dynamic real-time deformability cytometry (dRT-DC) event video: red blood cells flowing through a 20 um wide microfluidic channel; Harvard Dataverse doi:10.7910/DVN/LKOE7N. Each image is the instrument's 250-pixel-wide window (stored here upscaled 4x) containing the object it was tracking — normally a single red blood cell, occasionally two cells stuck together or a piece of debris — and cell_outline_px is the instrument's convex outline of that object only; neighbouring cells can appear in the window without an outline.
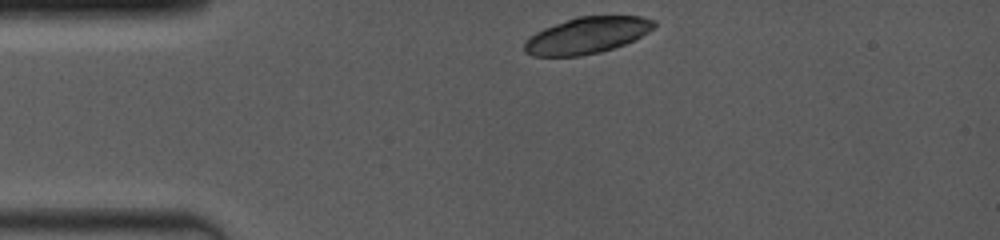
{"species": "common noctule bat (a hibernating species)", "species_latin": "Nyctalus noctula", "temperature_condition": "room temperature", "stored_images_in_passage": 12, "camera_frame_rate_fps": 4000, "um_per_image_px": 0.085, "animal": {"sex": "female", "body_mass_g": 19.0, "forearm_length_mm": 53.3}, "frame": {"image": 1, "passage_image": 1, "time_ms": 0.0, "image_size_px": [1000, 240], "cell_outline_px": [[656, 28], [624, 44], [600, 52], [580, 56], [532, 56], [524, 52], [524, 40], [536, 32], [544, 28], [576, 16], [640, 16], [656, 20]], "centroid_in_image_um": [49.88, 3.0], "position_along_channel_um": 35.1, "area_um2": 27.57}}